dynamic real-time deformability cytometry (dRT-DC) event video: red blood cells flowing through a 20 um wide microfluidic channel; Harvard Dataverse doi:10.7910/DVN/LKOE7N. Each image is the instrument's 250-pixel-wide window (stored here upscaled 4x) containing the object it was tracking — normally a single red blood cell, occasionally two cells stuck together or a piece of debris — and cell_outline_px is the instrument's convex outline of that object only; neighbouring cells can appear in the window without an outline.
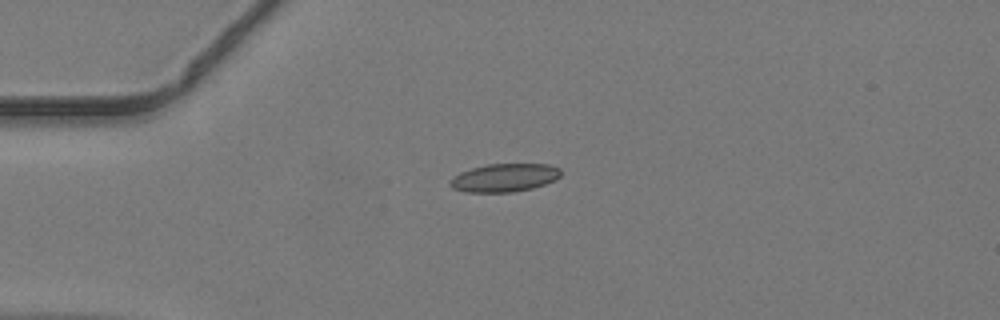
{"species": "common noctule bat (a hibernating species)", "species_latin": "Nyctalus noctula", "temperature_condition": "warm", "stored_images_in_passage": 36, "camera_frame_rate_fps": 3000, "um_per_image_px": 0.085, "animal": {"sex": "male", "body_mass_g": 19.2, "forearm_length_mm": 51.8}, "frame": {"image": 1, "passage_image": 1, "time_ms": 0.0, "image_size_px": [1000, 320], "cell_outline_px": [[560, 176], [556, 180], [532, 188], [512, 192], [464, 192], [452, 188], [448, 184], [452, 176], [460, 172], [472, 168], [488, 164], [548, 164], [560, 168]], "centroid_in_image_um": [42.85, 15.11], "position_along_channel_um": 42.2, "area_um2": 18.26}}
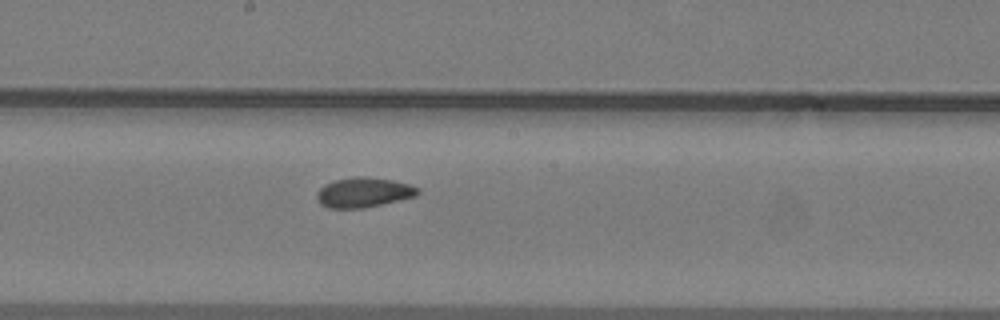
{"frame": {"image": 2, "passage_image": 15, "time_ms": 4.667, "image_size_px": [1000, 320], "cell_outline_px": [[420, 192], [416, 196], [400, 200], [364, 208], [328, 208], [320, 204], [316, 196], [316, 192], [324, 184], [336, 180], [360, 176], [364, 176], [392, 180], [408, 184], [420, 188]], "centroid_in_image_um": [30.9, 16.36], "position_along_channel_um": 217.3, "area_um2": 17.57}}
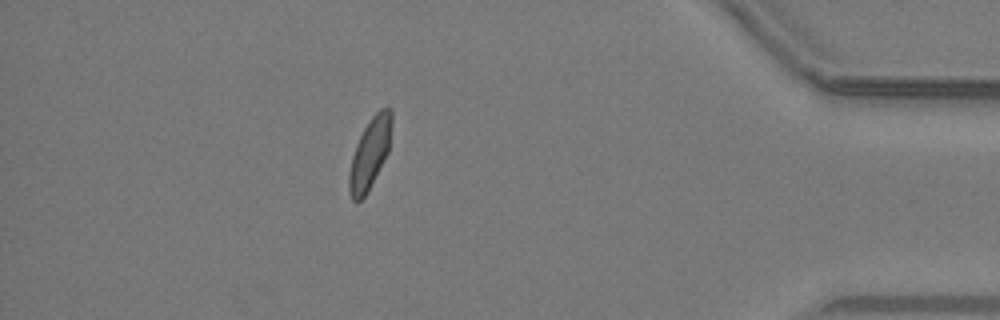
{"frame": {"image": 3, "passage_image": 31, "time_ms": 10.0, "image_size_px": [1000, 320], "cell_outline_px": [[392, 124], [388, 152], [368, 192], [356, 204], [352, 200], [348, 188], [348, 176], [352, 156], [356, 144], [364, 128], [372, 116], [380, 108], [388, 104], [392, 108]], "centroid_in_image_um": [31.44, 13.02], "position_along_channel_um": 403.8, "area_um2": 17.74}}